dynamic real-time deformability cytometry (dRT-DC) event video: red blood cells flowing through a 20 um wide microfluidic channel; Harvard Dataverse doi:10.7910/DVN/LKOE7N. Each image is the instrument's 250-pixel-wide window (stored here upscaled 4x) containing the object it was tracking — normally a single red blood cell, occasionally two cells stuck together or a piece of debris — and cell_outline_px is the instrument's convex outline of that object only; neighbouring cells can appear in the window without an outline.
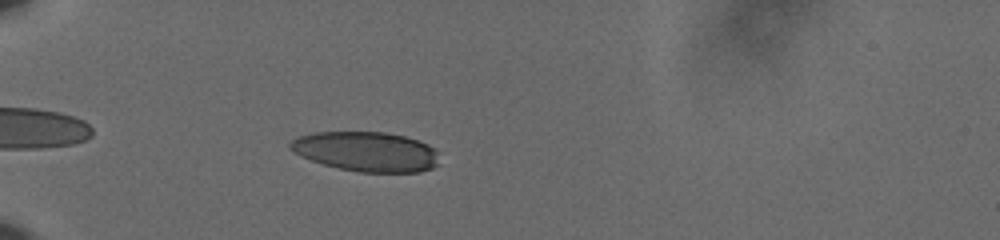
{"species": "human", "species_latin": "Homo sapiens", "temperature_condition": "cold", "stored_images_in_passage": 44, "camera_frame_rate_fps": 3000, "um_per_image_px": 0.085, "donor": {"sex": "male"}, "frame": {"image": 1, "passage_image": 5, "time_ms": 1.333, "image_size_px": [1000, 240], "cell_outline_px": [[440, 164], [432, 168], [420, 172], [360, 172], [340, 168], [324, 164], [312, 160], [292, 152], [288, 148], [288, 144], [292, 140], [300, 136], [312, 132], [384, 132], [404, 136], [428, 144], [436, 148], [440, 152]], "centroid_in_image_um": [31.19, 12.88], "position_along_channel_um": 53.8, "area_um2": 34.8}}
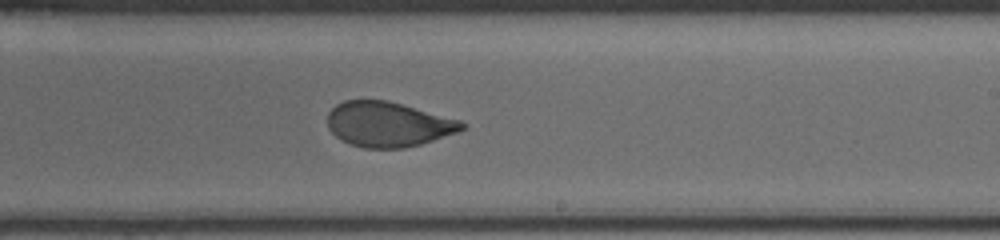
{"frame": {"image": 2, "passage_image": 24, "time_ms": 7.667, "image_size_px": [1000, 240], "cell_outline_px": [[468, 128], [420, 144], [404, 148], [364, 148], [348, 144], [340, 140], [328, 128], [328, 112], [336, 104], [344, 100], [388, 100], [460, 120], [468, 124]], "centroid_in_image_um": [32.98, 10.56], "position_along_channel_um": 256.0, "area_um2": 35.32}}
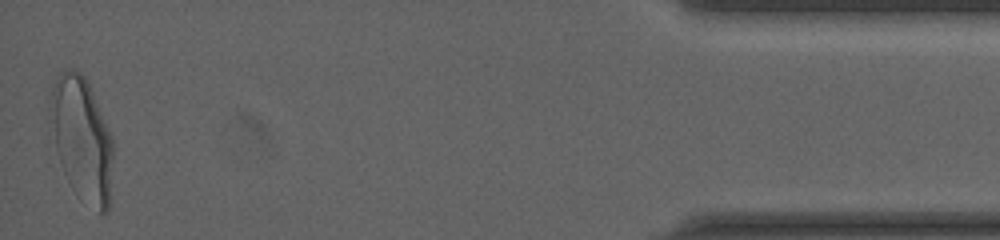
{"frame": {"image": 3, "passage_image": 44, "time_ms": 14.333, "image_size_px": [1000, 240], "cell_outline_px": [[112, 160], [108, 212], [100, 212], [60, 160], [56, 148], [48, 104], [52, 88], [60, 72], [68, 68], [72, 68], [80, 72], [84, 76], [92, 92], [112, 136]], "centroid_in_image_um": [6.97, 11.56], "position_along_channel_um": 428.2, "area_um2": 42.19}, "authors_computed_cell_mechanics": {"area_um2": 36.3273, "velocity_mm_per_s": 3.6321, "shape_relaxation_time_tau1_ms": 6.2712, "shape_relaxation_time_tau2_ms": 1.0883, "deformation_change_tau1": 0.2125, "deformation_change_tau2": 0.0646}}